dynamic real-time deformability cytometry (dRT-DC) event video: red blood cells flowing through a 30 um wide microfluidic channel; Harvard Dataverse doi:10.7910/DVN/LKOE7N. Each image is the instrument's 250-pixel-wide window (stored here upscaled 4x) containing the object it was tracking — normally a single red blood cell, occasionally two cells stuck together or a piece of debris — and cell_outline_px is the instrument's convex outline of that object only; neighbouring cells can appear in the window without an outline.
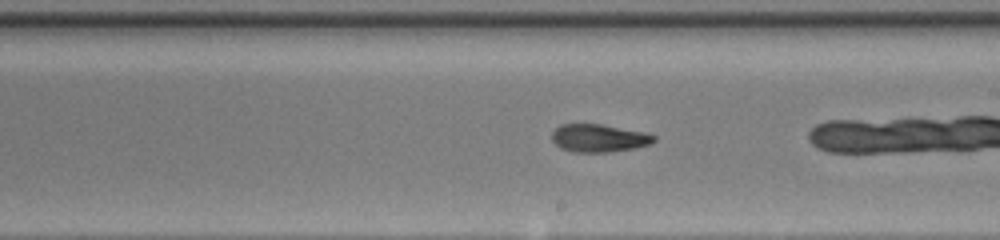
{"species": "common noctule bat (a hibernating species)", "species_latin": "Nyctalus noctula", "temperature_condition": "warm", "stored_images_in_passage": 29, "camera_frame_rate_fps": 3000, "um_per_image_px": 0.085, "animal": {"sex": "female", "body_mass_g": 20.0, "forearm_length_mm": 54.0}, "frame": {"image": 1, "passage_image": 18, "time_ms": 5.667, "image_size_px": [1000, 240], "cell_outline_px": [[656, 140], [652, 144], [632, 148], [608, 152], [572, 152], [560, 148], [552, 140], [552, 132], [560, 124], [600, 124], [648, 132], [656, 136]], "centroid_in_image_um": [50.93, 11.73], "position_along_channel_um": 238.1, "area_um2": 16.7}}
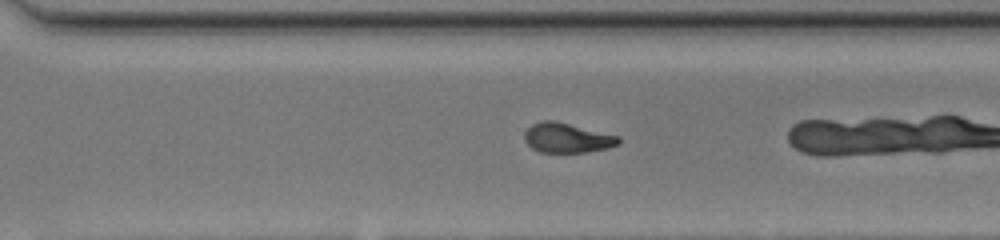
{"frame": {"image": 2, "passage_image": 24, "time_ms": 7.667, "image_size_px": [1000, 240], "cell_outline_px": [[620, 144], [608, 148], [588, 152], [540, 152], [532, 148], [524, 140], [524, 132], [532, 124], [544, 120], [552, 120], [620, 136]], "centroid_in_image_um": [48.21, 11.73], "position_along_channel_um": 322.4, "area_um2": 16.24}}
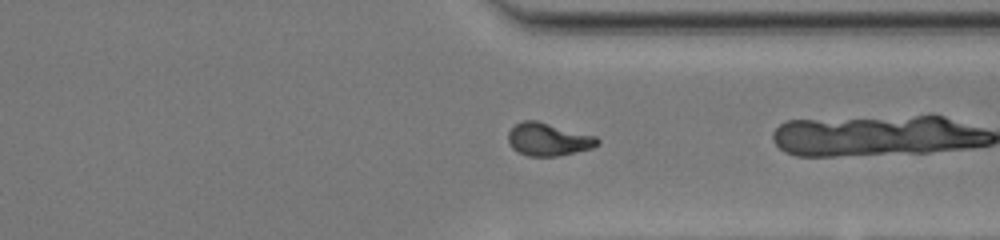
{"frame": {"image": 3, "passage_image": 27, "time_ms": 8.667, "image_size_px": [1000, 240], "cell_outline_px": [[600, 144], [592, 148], [556, 156], [528, 156], [516, 152], [508, 144], [508, 132], [516, 124], [524, 120], [536, 120], [596, 136], [600, 140]], "centroid_in_image_um": [46.59, 11.85], "position_along_channel_um": 364.8, "area_um2": 17.11}}